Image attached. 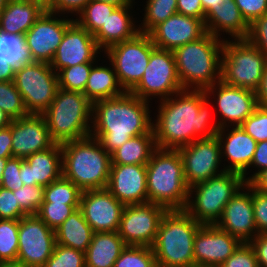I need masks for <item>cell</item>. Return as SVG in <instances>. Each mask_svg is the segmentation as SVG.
I'll list each match as a JSON object with an SVG mask.
<instances>
[{"mask_svg": "<svg viewBox=\"0 0 267 267\" xmlns=\"http://www.w3.org/2000/svg\"><path fill=\"white\" fill-rule=\"evenodd\" d=\"M143 5L144 13L139 24V30L150 33L157 25L166 21L177 12V0H146Z\"/></svg>", "mask_w": 267, "mask_h": 267, "instance_id": "cell-34", "label": "cell"}, {"mask_svg": "<svg viewBox=\"0 0 267 267\" xmlns=\"http://www.w3.org/2000/svg\"><path fill=\"white\" fill-rule=\"evenodd\" d=\"M150 102L125 92L92 104L91 136L110 154L130 138L154 133Z\"/></svg>", "mask_w": 267, "mask_h": 267, "instance_id": "cell-2", "label": "cell"}, {"mask_svg": "<svg viewBox=\"0 0 267 267\" xmlns=\"http://www.w3.org/2000/svg\"><path fill=\"white\" fill-rule=\"evenodd\" d=\"M94 231L78 208L55 230L56 244L86 252Z\"/></svg>", "mask_w": 267, "mask_h": 267, "instance_id": "cell-32", "label": "cell"}, {"mask_svg": "<svg viewBox=\"0 0 267 267\" xmlns=\"http://www.w3.org/2000/svg\"><path fill=\"white\" fill-rule=\"evenodd\" d=\"M93 65L94 63H82L61 69L58 72L59 88L83 93Z\"/></svg>", "mask_w": 267, "mask_h": 267, "instance_id": "cell-40", "label": "cell"}, {"mask_svg": "<svg viewBox=\"0 0 267 267\" xmlns=\"http://www.w3.org/2000/svg\"><path fill=\"white\" fill-rule=\"evenodd\" d=\"M74 21L72 17L46 9L24 35L31 61L50 64L66 29Z\"/></svg>", "mask_w": 267, "mask_h": 267, "instance_id": "cell-16", "label": "cell"}, {"mask_svg": "<svg viewBox=\"0 0 267 267\" xmlns=\"http://www.w3.org/2000/svg\"><path fill=\"white\" fill-rule=\"evenodd\" d=\"M0 109L12 120L29 115L21 93L13 81L0 82Z\"/></svg>", "mask_w": 267, "mask_h": 267, "instance_id": "cell-39", "label": "cell"}, {"mask_svg": "<svg viewBox=\"0 0 267 267\" xmlns=\"http://www.w3.org/2000/svg\"><path fill=\"white\" fill-rule=\"evenodd\" d=\"M125 205L107 189L83 191L79 209L94 232H118Z\"/></svg>", "mask_w": 267, "mask_h": 267, "instance_id": "cell-19", "label": "cell"}, {"mask_svg": "<svg viewBox=\"0 0 267 267\" xmlns=\"http://www.w3.org/2000/svg\"><path fill=\"white\" fill-rule=\"evenodd\" d=\"M205 92L212 104H216L211 106L216 107L215 112L220 115L217 120L220 128L240 126L258 106L255 91L233 87L222 81L208 87Z\"/></svg>", "mask_w": 267, "mask_h": 267, "instance_id": "cell-17", "label": "cell"}, {"mask_svg": "<svg viewBox=\"0 0 267 267\" xmlns=\"http://www.w3.org/2000/svg\"><path fill=\"white\" fill-rule=\"evenodd\" d=\"M265 169H267V140L257 143L253 160L249 168L242 174V176L245 182L249 183L259 172Z\"/></svg>", "mask_w": 267, "mask_h": 267, "instance_id": "cell-52", "label": "cell"}, {"mask_svg": "<svg viewBox=\"0 0 267 267\" xmlns=\"http://www.w3.org/2000/svg\"><path fill=\"white\" fill-rule=\"evenodd\" d=\"M246 184L243 176L224 171L189 188L184 209L201 225L216 224L229 200Z\"/></svg>", "mask_w": 267, "mask_h": 267, "instance_id": "cell-8", "label": "cell"}, {"mask_svg": "<svg viewBox=\"0 0 267 267\" xmlns=\"http://www.w3.org/2000/svg\"><path fill=\"white\" fill-rule=\"evenodd\" d=\"M157 103V115H153L157 148L177 150L195 140L216 136L220 129L205 90L183 89Z\"/></svg>", "mask_w": 267, "mask_h": 267, "instance_id": "cell-1", "label": "cell"}, {"mask_svg": "<svg viewBox=\"0 0 267 267\" xmlns=\"http://www.w3.org/2000/svg\"><path fill=\"white\" fill-rule=\"evenodd\" d=\"M252 204L258 234L267 233V193L252 187Z\"/></svg>", "mask_w": 267, "mask_h": 267, "instance_id": "cell-50", "label": "cell"}, {"mask_svg": "<svg viewBox=\"0 0 267 267\" xmlns=\"http://www.w3.org/2000/svg\"><path fill=\"white\" fill-rule=\"evenodd\" d=\"M8 158H0V187L2 185V176H3V170L5 168L6 162Z\"/></svg>", "mask_w": 267, "mask_h": 267, "instance_id": "cell-63", "label": "cell"}, {"mask_svg": "<svg viewBox=\"0 0 267 267\" xmlns=\"http://www.w3.org/2000/svg\"><path fill=\"white\" fill-rule=\"evenodd\" d=\"M11 135L12 156L17 158L25 159L56 144L42 114H29L12 120Z\"/></svg>", "mask_w": 267, "mask_h": 267, "instance_id": "cell-22", "label": "cell"}, {"mask_svg": "<svg viewBox=\"0 0 267 267\" xmlns=\"http://www.w3.org/2000/svg\"><path fill=\"white\" fill-rule=\"evenodd\" d=\"M13 82L29 114H43L59 88L58 73L44 62L31 61L18 67Z\"/></svg>", "mask_w": 267, "mask_h": 267, "instance_id": "cell-11", "label": "cell"}, {"mask_svg": "<svg viewBox=\"0 0 267 267\" xmlns=\"http://www.w3.org/2000/svg\"><path fill=\"white\" fill-rule=\"evenodd\" d=\"M92 104L82 92L58 88L51 105L42 114L51 138L62 144L90 136Z\"/></svg>", "mask_w": 267, "mask_h": 267, "instance_id": "cell-7", "label": "cell"}, {"mask_svg": "<svg viewBox=\"0 0 267 267\" xmlns=\"http://www.w3.org/2000/svg\"><path fill=\"white\" fill-rule=\"evenodd\" d=\"M88 1L89 0H50L47 10L75 18Z\"/></svg>", "mask_w": 267, "mask_h": 267, "instance_id": "cell-53", "label": "cell"}, {"mask_svg": "<svg viewBox=\"0 0 267 267\" xmlns=\"http://www.w3.org/2000/svg\"><path fill=\"white\" fill-rule=\"evenodd\" d=\"M99 2H105L107 4L116 6V7H122L125 5H130L134 0H96Z\"/></svg>", "mask_w": 267, "mask_h": 267, "instance_id": "cell-60", "label": "cell"}, {"mask_svg": "<svg viewBox=\"0 0 267 267\" xmlns=\"http://www.w3.org/2000/svg\"><path fill=\"white\" fill-rule=\"evenodd\" d=\"M62 175L82 192L106 189L111 168V154L90 136L61 144Z\"/></svg>", "mask_w": 267, "mask_h": 267, "instance_id": "cell-3", "label": "cell"}, {"mask_svg": "<svg viewBox=\"0 0 267 267\" xmlns=\"http://www.w3.org/2000/svg\"><path fill=\"white\" fill-rule=\"evenodd\" d=\"M11 124L0 129V158H11L12 156Z\"/></svg>", "mask_w": 267, "mask_h": 267, "instance_id": "cell-56", "label": "cell"}, {"mask_svg": "<svg viewBox=\"0 0 267 267\" xmlns=\"http://www.w3.org/2000/svg\"><path fill=\"white\" fill-rule=\"evenodd\" d=\"M216 225L242 243H249L258 235L252 204V186L249 183L229 200Z\"/></svg>", "mask_w": 267, "mask_h": 267, "instance_id": "cell-21", "label": "cell"}, {"mask_svg": "<svg viewBox=\"0 0 267 267\" xmlns=\"http://www.w3.org/2000/svg\"><path fill=\"white\" fill-rule=\"evenodd\" d=\"M216 136L220 143L225 171L242 175L253 160L257 142L241 126L220 128Z\"/></svg>", "mask_w": 267, "mask_h": 267, "instance_id": "cell-25", "label": "cell"}, {"mask_svg": "<svg viewBox=\"0 0 267 267\" xmlns=\"http://www.w3.org/2000/svg\"><path fill=\"white\" fill-rule=\"evenodd\" d=\"M0 58L6 60L15 69L30 63L31 59L26 49L25 36L2 32Z\"/></svg>", "mask_w": 267, "mask_h": 267, "instance_id": "cell-36", "label": "cell"}, {"mask_svg": "<svg viewBox=\"0 0 267 267\" xmlns=\"http://www.w3.org/2000/svg\"><path fill=\"white\" fill-rule=\"evenodd\" d=\"M205 33V25L201 19L176 13L157 25L149 35L157 48L174 51L201 38Z\"/></svg>", "mask_w": 267, "mask_h": 267, "instance_id": "cell-24", "label": "cell"}, {"mask_svg": "<svg viewBox=\"0 0 267 267\" xmlns=\"http://www.w3.org/2000/svg\"><path fill=\"white\" fill-rule=\"evenodd\" d=\"M8 0H0V14L4 11L6 8Z\"/></svg>", "mask_w": 267, "mask_h": 267, "instance_id": "cell-66", "label": "cell"}, {"mask_svg": "<svg viewBox=\"0 0 267 267\" xmlns=\"http://www.w3.org/2000/svg\"><path fill=\"white\" fill-rule=\"evenodd\" d=\"M156 149L154 133L132 137L111 153V164L146 165Z\"/></svg>", "mask_w": 267, "mask_h": 267, "instance_id": "cell-33", "label": "cell"}, {"mask_svg": "<svg viewBox=\"0 0 267 267\" xmlns=\"http://www.w3.org/2000/svg\"><path fill=\"white\" fill-rule=\"evenodd\" d=\"M257 143L267 140V107L258 105L240 125Z\"/></svg>", "mask_w": 267, "mask_h": 267, "instance_id": "cell-45", "label": "cell"}, {"mask_svg": "<svg viewBox=\"0 0 267 267\" xmlns=\"http://www.w3.org/2000/svg\"><path fill=\"white\" fill-rule=\"evenodd\" d=\"M79 206L64 203H42L36 215L55 231Z\"/></svg>", "mask_w": 267, "mask_h": 267, "instance_id": "cell-42", "label": "cell"}, {"mask_svg": "<svg viewBox=\"0 0 267 267\" xmlns=\"http://www.w3.org/2000/svg\"><path fill=\"white\" fill-rule=\"evenodd\" d=\"M43 267H85V253L56 244L54 252Z\"/></svg>", "mask_w": 267, "mask_h": 267, "instance_id": "cell-43", "label": "cell"}, {"mask_svg": "<svg viewBox=\"0 0 267 267\" xmlns=\"http://www.w3.org/2000/svg\"><path fill=\"white\" fill-rule=\"evenodd\" d=\"M135 0L130 5L117 7L108 17L105 24L94 35L96 43L101 51H106L109 47L132 39L139 30L137 18L132 15L135 11ZM133 11V12H132ZM137 21V22H136Z\"/></svg>", "mask_w": 267, "mask_h": 267, "instance_id": "cell-28", "label": "cell"}, {"mask_svg": "<svg viewBox=\"0 0 267 267\" xmlns=\"http://www.w3.org/2000/svg\"><path fill=\"white\" fill-rule=\"evenodd\" d=\"M20 176L24 185L48 186L62 176L61 144L38 151L21 163Z\"/></svg>", "mask_w": 267, "mask_h": 267, "instance_id": "cell-27", "label": "cell"}, {"mask_svg": "<svg viewBox=\"0 0 267 267\" xmlns=\"http://www.w3.org/2000/svg\"><path fill=\"white\" fill-rule=\"evenodd\" d=\"M204 25L206 32L222 40L247 39L249 33V24L242 17L235 0H218L205 14Z\"/></svg>", "mask_w": 267, "mask_h": 267, "instance_id": "cell-26", "label": "cell"}, {"mask_svg": "<svg viewBox=\"0 0 267 267\" xmlns=\"http://www.w3.org/2000/svg\"><path fill=\"white\" fill-rule=\"evenodd\" d=\"M16 69L0 58V82L13 81Z\"/></svg>", "mask_w": 267, "mask_h": 267, "instance_id": "cell-59", "label": "cell"}, {"mask_svg": "<svg viewBox=\"0 0 267 267\" xmlns=\"http://www.w3.org/2000/svg\"><path fill=\"white\" fill-rule=\"evenodd\" d=\"M106 189L124 205L147 203L146 165L111 164Z\"/></svg>", "mask_w": 267, "mask_h": 267, "instance_id": "cell-23", "label": "cell"}, {"mask_svg": "<svg viewBox=\"0 0 267 267\" xmlns=\"http://www.w3.org/2000/svg\"><path fill=\"white\" fill-rule=\"evenodd\" d=\"M26 1H34V2H38V3H40L41 5H43L46 9L48 8V6H49V2H50V0H26Z\"/></svg>", "mask_w": 267, "mask_h": 267, "instance_id": "cell-65", "label": "cell"}, {"mask_svg": "<svg viewBox=\"0 0 267 267\" xmlns=\"http://www.w3.org/2000/svg\"><path fill=\"white\" fill-rule=\"evenodd\" d=\"M23 161L24 159L17 157H11L7 159L5 168L3 170L1 187L15 191L24 185L21 181L22 178L19 177L21 163Z\"/></svg>", "mask_w": 267, "mask_h": 267, "instance_id": "cell-49", "label": "cell"}, {"mask_svg": "<svg viewBox=\"0 0 267 267\" xmlns=\"http://www.w3.org/2000/svg\"><path fill=\"white\" fill-rule=\"evenodd\" d=\"M219 267H259V264L250 243H242Z\"/></svg>", "mask_w": 267, "mask_h": 267, "instance_id": "cell-47", "label": "cell"}, {"mask_svg": "<svg viewBox=\"0 0 267 267\" xmlns=\"http://www.w3.org/2000/svg\"><path fill=\"white\" fill-rule=\"evenodd\" d=\"M177 12L188 17L201 19L204 22L201 0H177Z\"/></svg>", "mask_w": 267, "mask_h": 267, "instance_id": "cell-54", "label": "cell"}, {"mask_svg": "<svg viewBox=\"0 0 267 267\" xmlns=\"http://www.w3.org/2000/svg\"><path fill=\"white\" fill-rule=\"evenodd\" d=\"M98 61L100 59L91 68L87 85L83 92L92 103L115 98L125 93L118 82L112 63L108 60L107 66L106 64L103 65V63L98 64Z\"/></svg>", "mask_w": 267, "mask_h": 267, "instance_id": "cell-31", "label": "cell"}, {"mask_svg": "<svg viewBox=\"0 0 267 267\" xmlns=\"http://www.w3.org/2000/svg\"><path fill=\"white\" fill-rule=\"evenodd\" d=\"M45 10L38 2L8 0L6 8L0 14V29L8 34L24 36Z\"/></svg>", "mask_w": 267, "mask_h": 267, "instance_id": "cell-29", "label": "cell"}, {"mask_svg": "<svg viewBox=\"0 0 267 267\" xmlns=\"http://www.w3.org/2000/svg\"><path fill=\"white\" fill-rule=\"evenodd\" d=\"M224 40L206 32L173 51L183 89L206 90L221 81Z\"/></svg>", "mask_w": 267, "mask_h": 267, "instance_id": "cell-4", "label": "cell"}, {"mask_svg": "<svg viewBox=\"0 0 267 267\" xmlns=\"http://www.w3.org/2000/svg\"><path fill=\"white\" fill-rule=\"evenodd\" d=\"M155 47L148 33L139 32L132 39L104 51L105 59L112 63L118 82L125 92H130L139 83Z\"/></svg>", "mask_w": 267, "mask_h": 267, "instance_id": "cell-10", "label": "cell"}, {"mask_svg": "<svg viewBox=\"0 0 267 267\" xmlns=\"http://www.w3.org/2000/svg\"><path fill=\"white\" fill-rule=\"evenodd\" d=\"M82 191L63 175L44 187V201L42 203H64L80 205Z\"/></svg>", "mask_w": 267, "mask_h": 267, "instance_id": "cell-37", "label": "cell"}, {"mask_svg": "<svg viewBox=\"0 0 267 267\" xmlns=\"http://www.w3.org/2000/svg\"><path fill=\"white\" fill-rule=\"evenodd\" d=\"M12 122V119L3 110L0 109V129L8 127Z\"/></svg>", "mask_w": 267, "mask_h": 267, "instance_id": "cell-61", "label": "cell"}, {"mask_svg": "<svg viewBox=\"0 0 267 267\" xmlns=\"http://www.w3.org/2000/svg\"><path fill=\"white\" fill-rule=\"evenodd\" d=\"M167 209L152 202L125 205L118 234L126 245L152 247Z\"/></svg>", "mask_w": 267, "mask_h": 267, "instance_id": "cell-14", "label": "cell"}, {"mask_svg": "<svg viewBox=\"0 0 267 267\" xmlns=\"http://www.w3.org/2000/svg\"><path fill=\"white\" fill-rule=\"evenodd\" d=\"M125 247L118 232H94L85 252V267H114Z\"/></svg>", "mask_w": 267, "mask_h": 267, "instance_id": "cell-30", "label": "cell"}, {"mask_svg": "<svg viewBox=\"0 0 267 267\" xmlns=\"http://www.w3.org/2000/svg\"><path fill=\"white\" fill-rule=\"evenodd\" d=\"M191 267H211V266H199V265H194V266H191Z\"/></svg>", "mask_w": 267, "mask_h": 267, "instance_id": "cell-67", "label": "cell"}, {"mask_svg": "<svg viewBox=\"0 0 267 267\" xmlns=\"http://www.w3.org/2000/svg\"><path fill=\"white\" fill-rule=\"evenodd\" d=\"M101 52L94 35L74 21L66 29L50 65L58 73L65 67L82 63H95L101 59Z\"/></svg>", "mask_w": 267, "mask_h": 267, "instance_id": "cell-18", "label": "cell"}, {"mask_svg": "<svg viewBox=\"0 0 267 267\" xmlns=\"http://www.w3.org/2000/svg\"><path fill=\"white\" fill-rule=\"evenodd\" d=\"M247 40L256 46L267 58V13L249 25Z\"/></svg>", "mask_w": 267, "mask_h": 267, "instance_id": "cell-48", "label": "cell"}, {"mask_svg": "<svg viewBox=\"0 0 267 267\" xmlns=\"http://www.w3.org/2000/svg\"><path fill=\"white\" fill-rule=\"evenodd\" d=\"M249 184L256 190L267 193V169L259 172Z\"/></svg>", "mask_w": 267, "mask_h": 267, "instance_id": "cell-58", "label": "cell"}, {"mask_svg": "<svg viewBox=\"0 0 267 267\" xmlns=\"http://www.w3.org/2000/svg\"><path fill=\"white\" fill-rule=\"evenodd\" d=\"M177 150L183 162L184 178L189 188L225 171L217 136L195 140Z\"/></svg>", "mask_w": 267, "mask_h": 267, "instance_id": "cell-15", "label": "cell"}, {"mask_svg": "<svg viewBox=\"0 0 267 267\" xmlns=\"http://www.w3.org/2000/svg\"><path fill=\"white\" fill-rule=\"evenodd\" d=\"M235 3L249 25L267 13V0H235Z\"/></svg>", "mask_w": 267, "mask_h": 267, "instance_id": "cell-51", "label": "cell"}, {"mask_svg": "<svg viewBox=\"0 0 267 267\" xmlns=\"http://www.w3.org/2000/svg\"><path fill=\"white\" fill-rule=\"evenodd\" d=\"M266 66V56L247 39L224 40L221 57L223 83L256 92Z\"/></svg>", "mask_w": 267, "mask_h": 267, "instance_id": "cell-9", "label": "cell"}, {"mask_svg": "<svg viewBox=\"0 0 267 267\" xmlns=\"http://www.w3.org/2000/svg\"><path fill=\"white\" fill-rule=\"evenodd\" d=\"M181 90L183 87L177 73L173 51L155 47L141 80L130 93L152 103L153 98L161 101Z\"/></svg>", "mask_w": 267, "mask_h": 267, "instance_id": "cell-12", "label": "cell"}, {"mask_svg": "<svg viewBox=\"0 0 267 267\" xmlns=\"http://www.w3.org/2000/svg\"><path fill=\"white\" fill-rule=\"evenodd\" d=\"M114 267H157L152 247L126 245Z\"/></svg>", "mask_w": 267, "mask_h": 267, "instance_id": "cell-41", "label": "cell"}, {"mask_svg": "<svg viewBox=\"0 0 267 267\" xmlns=\"http://www.w3.org/2000/svg\"><path fill=\"white\" fill-rule=\"evenodd\" d=\"M242 244L216 224L201 225L193 244L195 265L219 267Z\"/></svg>", "mask_w": 267, "mask_h": 267, "instance_id": "cell-20", "label": "cell"}, {"mask_svg": "<svg viewBox=\"0 0 267 267\" xmlns=\"http://www.w3.org/2000/svg\"><path fill=\"white\" fill-rule=\"evenodd\" d=\"M27 214L21 209L13 191L0 187V219L20 220Z\"/></svg>", "mask_w": 267, "mask_h": 267, "instance_id": "cell-46", "label": "cell"}, {"mask_svg": "<svg viewBox=\"0 0 267 267\" xmlns=\"http://www.w3.org/2000/svg\"><path fill=\"white\" fill-rule=\"evenodd\" d=\"M0 267H21L17 262H3Z\"/></svg>", "mask_w": 267, "mask_h": 267, "instance_id": "cell-64", "label": "cell"}, {"mask_svg": "<svg viewBox=\"0 0 267 267\" xmlns=\"http://www.w3.org/2000/svg\"><path fill=\"white\" fill-rule=\"evenodd\" d=\"M55 246V231L37 215L19 220L17 263L21 267H43Z\"/></svg>", "mask_w": 267, "mask_h": 267, "instance_id": "cell-13", "label": "cell"}, {"mask_svg": "<svg viewBox=\"0 0 267 267\" xmlns=\"http://www.w3.org/2000/svg\"><path fill=\"white\" fill-rule=\"evenodd\" d=\"M148 202L167 210H184L189 187L184 178L183 162L178 150L157 148L146 164Z\"/></svg>", "mask_w": 267, "mask_h": 267, "instance_id": "cell-5", "label": "cell"}, {"mask_svg": "<svg viewBox=\"0 0 267 267\" xmlns=\"http://www.w3.org/2000/svg\"><path fill=\"white\" fill-rule=\"evenodd\" d=\"M19 220L0 219V261L17 262Z\"/></svg>", "mask_w": 267, "mask_h": 267, "instance_id": "cell-38", "label": "cell"}, {"mask_svg": "<svg viewBox=\"0 0 267 267\" xmlns=\"http://www.w3.org/2000/svg\"><path fill=\"white\" fill-rule=\"evenodd\" d=\"M217 1L218 0H201L204 16L210 10V8L216 4Z\"/></svg>", "mask_w": 267, "mask_h": 267, "instance_id": "cell-62", "label": "cell"}, {"mask_svg": "<svg viewBox=\"0 0 267 267\" xmlns=\"http://www.w3.org/2000/svg\"><path fill=\"white\" fill-rule=\"evenodd\" d=\"M256 97L258 105L267 107V66L265 68L261 84L256 91Z\"/></svg>", "mask_w": 267, "mask_h": 267, "instance_id": "cell-57", "label": "cell"}, {"mask_svg": "<svg viewBox=\"0 0 267 267\" xmlns=\"http://www.w3.org/2000/svg\"><path fill=\"white\" fill-rule=\"evenodd\" d=\"M201 224L185 210H167L152 245L157 267H191L194 238Z\"/></svg>", "mask_w": 267, "mask_h": 267, "instance_id": "cell-6", "label": "cell"}, {"mask_svg": "<svg viewBox=\"0 0 267 267\" xmlns=\"http://www.w3.org/2000/svg\"><path fill=\"white\" fill-rule=\"evenodd\" d=\"M249 243L255 250L259 267H267V233L256 235Z\"/></svg>", "mask_w": 267, "mask_h": 267, "instance_id": "cell-55", "label": "cell"}, {"mask_svg": "<svg viewBox=\"0 0 267 267\" xmlns=\"http://www.w3.org/2000/svg\"><path fill=\"white\" fill-rule=\"evenodd\" d=\"M116 8L105 2L89 0L74 20L90 34L95 35Z\"/></svg>", "mask_w": 267, "mask_h": 267, "instance_id": "cell-35", "label": "cell"}, {"mask_svg": "<svg viewBox=\"0 0 267 267\" xmlns=\"http://www.w3.org/2000/svg\"><path fill=\"white\" fill-rule=\"evenodd\" d=\"M17 202L27 215H36L44 201V187L40 185L27 186L13 191Z\"/></svg>", "mask_w": 267, "mask_h": 267, "instance_id": "cell-44", "label": "cell"}]
</instances>
